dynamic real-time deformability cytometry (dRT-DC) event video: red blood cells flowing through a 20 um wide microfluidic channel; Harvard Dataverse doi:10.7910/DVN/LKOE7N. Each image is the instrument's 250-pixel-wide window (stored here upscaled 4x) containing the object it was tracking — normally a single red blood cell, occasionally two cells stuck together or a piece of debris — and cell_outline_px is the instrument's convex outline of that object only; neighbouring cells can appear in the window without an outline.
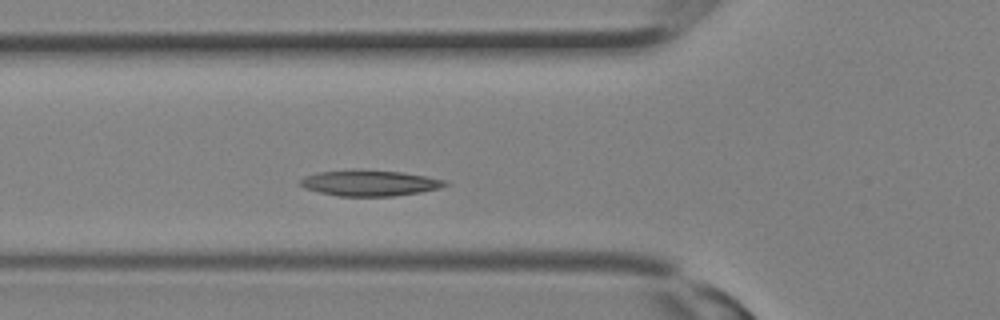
{"species": "Egyptian fruit bat (a non-hibernating species)", "species_latin": "Rousettus aegyptiacus", "temperature_condition": "room temperature", "stored_images_in_passage": 26, "camera_frame_rate_fps": 3000, "um_per_image_px": 0.085, "animal": {"sex": "female"}, "frame": {"image": 1, "passage_image": 5, "time_ms": 1.333, "image_size_px": [1000, 320], "cell_outline_px": [[448, 184], [440, 188], [420, 192], [392, 196], [336, 196], [304, 188], [300, 184], [300, 180], [304, 176], [320, 172], [352, 168], [356, 168], [404, 172], [448, 180]], "centroid_in_image_um": [31.42, 15.53], "position_along_channel_um": 94.4, "area_um2": 22.2}}
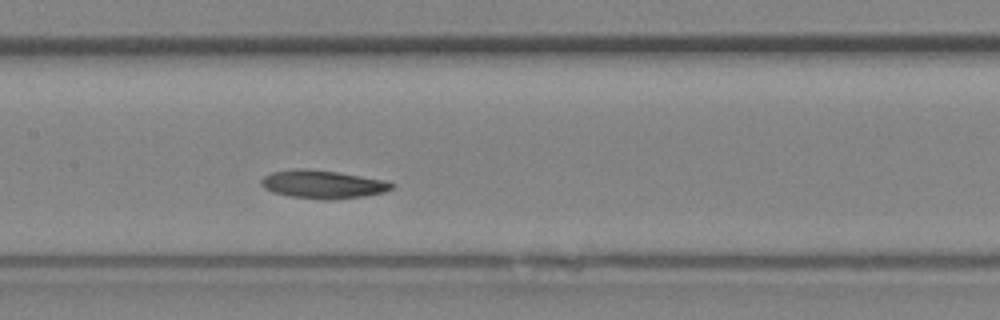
{"frame": {"image": 2, "passage_image": 9, "time_ms": 2.667, "image_size_px": [1000, 320], "cell_outline_px": [[396, 184], [392, 188], [384, 192], [364, 196], [328, 200], [324, 200], [288, 196], [272, 192], [264, 188], [260, 184], [260, 180], [264, 176], [272, 172], [304, 168], [336, 172], [384, 180]], "centroid_in_image_um": [27.41, 15.68], "position_along_channel_um": 180.0, "area_um2": 21.33}}
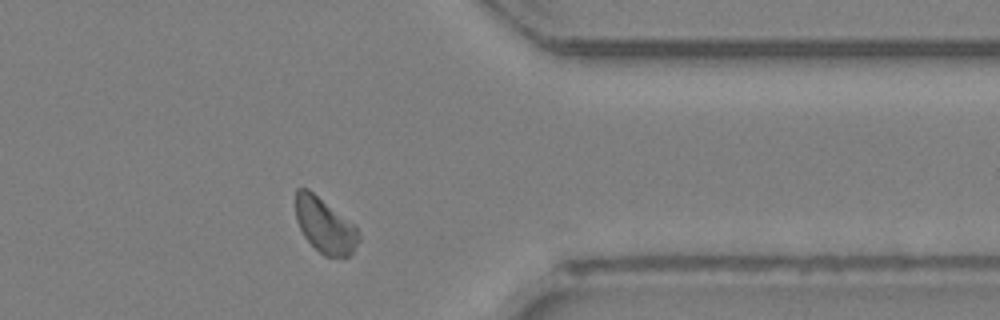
{"frame": {"image": 3, "passage_image": 19, "time_ms": 6.0, "image_size_px": [1000, 320], "cell_outline_px": [[360, 240], [352, 252], [348, 256], [324, 256], [304, 236], [296, 220], [296, 188], [308, 188], [356, 224], [360, 236]], "centroid_in_image_um": [27.64, 19.14], "position_along_channel_um": 383.8, "area_um2": 20.29}}